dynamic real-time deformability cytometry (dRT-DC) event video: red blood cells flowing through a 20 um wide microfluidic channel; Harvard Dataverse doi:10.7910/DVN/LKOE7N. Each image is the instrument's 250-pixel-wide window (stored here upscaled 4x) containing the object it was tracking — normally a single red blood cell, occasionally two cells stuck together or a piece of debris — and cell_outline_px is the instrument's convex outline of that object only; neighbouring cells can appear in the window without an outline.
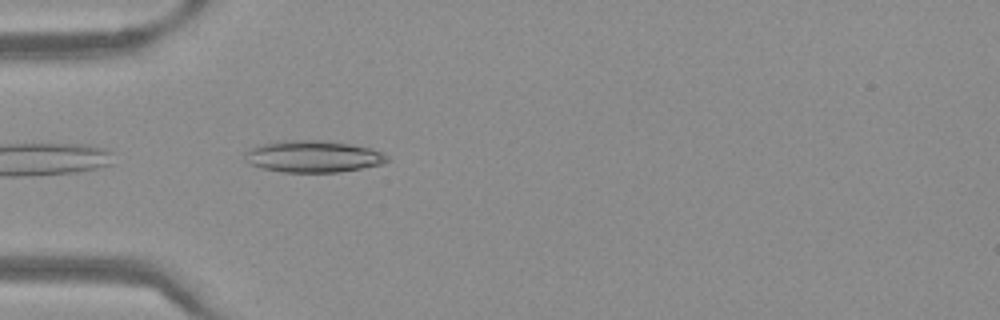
{"species": "Egyptian fruit bat (a non-hibernating species)", "species_latin": "Rousettus aegyptiacus", "temperature_condition": "warm", "stored_images_in_passage": 34, "camera_frame_rate_fps": 3000, "um_per_image_px": 0.085, "frame": {"image": 1, "passage_image": 1, "time_ms": 0.0, "image_size_px": [1000, 320], "cell_outline_px": [[388, 160], [384, 164], [340, 172], [284, 172], [260, 168], [252, 164], [244, 152], [252, 148], [264, 144], [280, 140], [316, 140], [348, 144], [372, 148], [384, 152], [388, 156]], "centroid_in_image_um": [26.69, 13.3], "position_along_channel_um": 58.3, "area_um2": 26.13}}
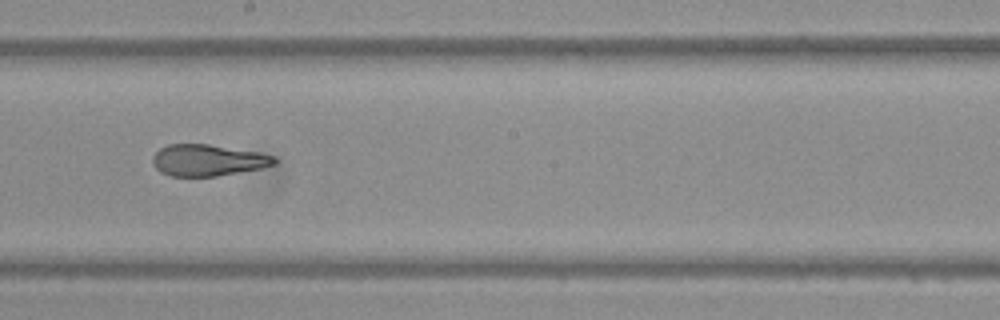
{"frame": {"image": 2, "passage_image": 14, "time_ms": 4.333, "image_size_px": [1000, 320], "cell_outline_px": [[276, 164], [260, 168], [216, 176], [172, 176], [160, 172], [152, 164], [152, 156], [160, 148], [168, 144], [208, 144], [256, 152], [276, 156]], "centroid_in_image_um": [17.63, 13.61], "position_along_channel_um": 230.6, "area_um2": 22.2}}
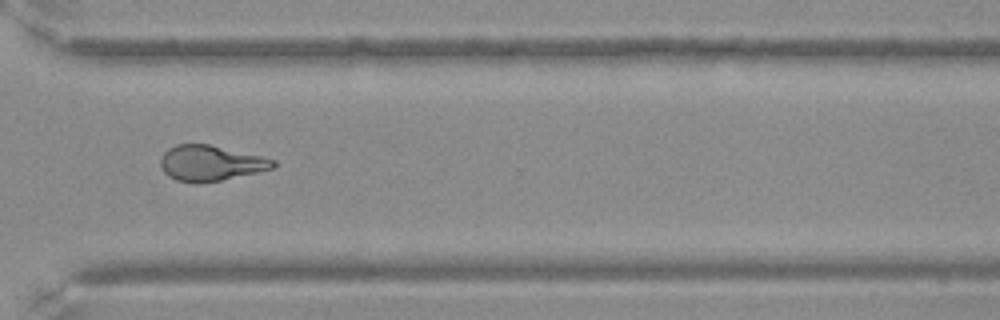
{"frame": {"image": 3, "passage_image": 23, "time_ms": 7.333, "image_size_px": [1000, 320], "cell_outline_px": [[276, 164], [272, 168], [256, 172], [220, 180], [176, 180], [168, 176], [164, 172], [160, 164], [160, 160], [164, 152], [168, 148], [176, 144], [208, 144], [264, 156], [276, 160]], "centroid_in_image_um": [17.91, 13.81], "position_along_channel_um": 352.7, "area_um2": 22.66}}